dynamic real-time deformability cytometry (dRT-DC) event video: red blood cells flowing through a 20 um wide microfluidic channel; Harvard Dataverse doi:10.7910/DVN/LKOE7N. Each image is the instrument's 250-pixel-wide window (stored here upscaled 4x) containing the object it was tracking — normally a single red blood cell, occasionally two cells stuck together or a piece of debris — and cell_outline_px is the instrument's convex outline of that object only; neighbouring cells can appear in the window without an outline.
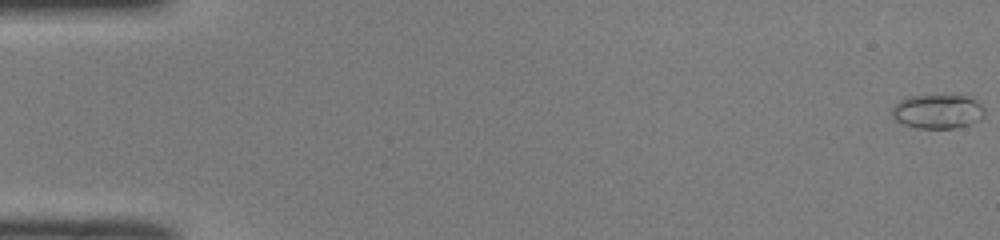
{"species": "common noctule bat (a hibernating species)", "species_latin": "Nyctalus noctula", "temperature_condition": "room temperature", "stored_images_in_passage": 14, "camera_frame_rate_fps": 3000, "um_per_image_px": 0.085, "animal": {"sex": "male", "body_mass_g": 19.0, "forearm_length_mm": 50.8}, "frame": {"image": 1, "passage_image": 1, "time_ms": 0.0, "image_size_px": [1000, 240], "cell_outline_px": [[984, 116], [980, 120], [972, 124], [956, 128], [916, 128], [904, 124], [896, 120], [892, 116], [892, 108], [900, 100], [908, 96], [972, 96], [984, 108]], "centroid_in_image_um": [79.73, 9.48], "position_along_channel_um": 5.3, "area_um2": 18.5}}